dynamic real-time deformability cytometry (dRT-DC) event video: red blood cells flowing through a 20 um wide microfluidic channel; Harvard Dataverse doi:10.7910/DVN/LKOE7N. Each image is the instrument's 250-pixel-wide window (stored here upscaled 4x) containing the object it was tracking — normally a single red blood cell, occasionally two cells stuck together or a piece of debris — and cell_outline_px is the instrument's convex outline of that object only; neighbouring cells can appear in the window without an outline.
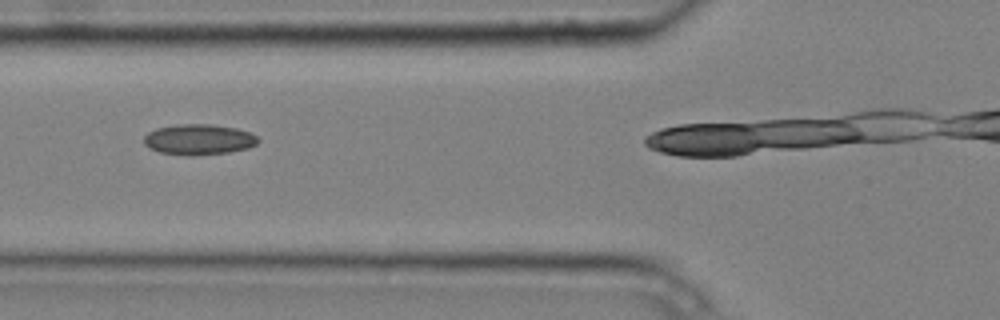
{"species": "common noctule bat (a hibernating species)", "species_latin": "Nyctalus noctula", "temperature_condition": "cold", "stored_images_in_passage": 5, "camera_frame_rate_fps": 3000, "um_per_image_px": 0.085, "animal": {"sex": "male", "body_mass_g": 20.4}, "frame": {"image": 1, "passage_image": 4, "time_ms": 1.0, "image_size_px": [1000, 320], "cell_outline_px": [[260, 140], [256, 144], [248, 148], [228, 152], [192, 156], [188, 156], [160, 152], [148, 148], [144, 144], [144, 136], [148, 132], [156, 128], [176, 124], [212, 124], [236, 128], [248, 132], [256, 136]], "centroid_in_image_um": [16.87, 11.85], "position_along_channel_um": 108.9, "area_um2": 20.46}}